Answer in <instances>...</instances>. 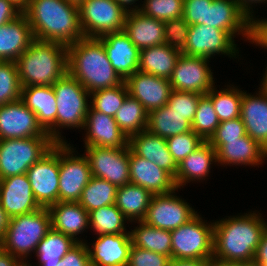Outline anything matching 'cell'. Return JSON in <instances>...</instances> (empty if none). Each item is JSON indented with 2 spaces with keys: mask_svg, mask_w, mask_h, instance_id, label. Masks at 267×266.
I'll use <instances>...</instances> for the list:
<instances>
[{
  "mask_svg": "<svg viewBox=\"0 0 267 266\" xmlns=\"http://www.w3.org/2000/svg\"><path fill=\"white\" fill-rule=\"evenodd\" d=\"M256 212L214 221L212 262H253L267 228L262 214Z\"/></svg>",
  "mask_w": 267,
  "mask_h": 266,
  "instance_id": "obj_1",
  "label": "cell"
},
{
  "mask_svg": "<svg viewBox=\"0 0 267 266\" xmlns=\"http://www.w3.org/2000/svg\"><path fill=\"white\" fill-rule=\"evenodd\" d=\"M23 13L35 40L69 46L84 38L79 8L66 0H31Z\"/></svg>",
  "mask_w": 267,
  "mask_h": 266,
  "instance_id": "obj_2",
  "label": "cell"
},
{
  "mask_svg": "<svg viewBox=\"0 0 267 266\" xmlns=\"http://www.w3.org/2000/svg\"><path fill=\"white\" fill-rule=\"evenodd\" d=\"M67 65V72L90 93L124 82L111 65L98 38L84 37L67 46Z\"/></svg>",
  "mask_w": 267,
  "mask_h": 266,
  "instance_id": "obj_3",
  "label": "cell"
},
{
  "mask_svg": "<svg viewBox=\"0 0 267 266\" xmlns=\"http://www.w3.org/2000/svg\"><path fill=\"white\" fill-rule=\"evenodd\" d=\"M15 62L21 87L52 86L67 73V46L34 40Z\"/></svg>",
  "mask_w": 267,
  "mask_h": 266,
  "instance_id": "obj_4",
  "label": "cell"
},
{
  "mask_svg": "<svg viewBox=\"0 0 267 266\" xmlns=\"http://www.w3.org/2000/svg\"><path fill=\"white\" fill-rule=\"evenodd\" d=\"M51 228L50 212L45 207L12 217L0 240V248L26 265L28 257L32 255V252L33 254L36 252L38 243Z\"/></svg>",
  "mask_w": 267,
  "mask_h": 266,
  "instance_id": "obj_5",
  "label": "cell"
},
{
  "mask_svg": "<svg viewBox=\"0 0 267 266\" xmlns=\"http://www.w3.org/2000/svg\"><path fill=\"white\" fill-rule=\"evenodd\" d=\"M52 86L57 103L56 143H67L60 129L83 130L90 106V92L68 72Z\"/></svg>",
  "mask_w": 267,
  "mask_h": 266,
  "instance_id": "obj_6",
  "label": "cell"
},
{
  "mask_svg": "<svg viewBox=\"0 0 267 266\" xmlns=\"http://www.w3.org/2000/svg\"><path fill=\"white\" fill-rule=\"evenodd\" d=\"M171 233V259L208 260L213 258L214 222L207 223L198 213Z\"/></svg>",
  "mask_w": 267,
  "mask_h": 266,
  "instance_id": "obj_7",
  "label": "cell"
},
{
  "mask_svg": "<svg viewBox=\"0 0 267 266\" xmlns=\"http://www.w3.org/2000/svg\"><path fill=\"white\" fill-rule=\"evenodd\" d=\"M55 144L50 136L0 140V179L26 174Z\"/></svg>",
  "mask_w": 267,
  "mask_h": 266,
  "instance_id": "obj_8",
  "label": "cell"
},
{
  "mask_svg": "<svg viewBox=\"0 0 267 266\" xmlns=\"http://www.w3.org/2000/svg\"><path fill=\"white\" fill-rule=\"evenodd\" d=\"M70 143H59V201L78 202L91 175L85 154L79 155ZM77 152V155H76ZM75 155V156H74Z\"/></svg>",
  "mask_w": 267,
  "mask_h": 266,
  "instance_id": "obj_9",
  "label": "cell"
},
{
  "mask_svg": "<svg viewBox=\"0 0 267 266\" xmlns=\"http://www.w3.org/2000/svg\"><path fill=\"white\" fill-rule=\"evenodd\" d=\"M127 11L115 0H86L79 7L80 25L84 37L98 38L123 31Z\"/></svg>",
  "mask_w": 267,
  "mask_h": 266,
  "instance_id": "obj_10",
  "label": "cell"
},
{
  "mask_svg": "<svg viewBox=\"0 0 267 266\" xmlns=\"http://www.w3.org/2000/svg\"><path fill=\"white\" fill-rule=\"evenodd\" d=\"M84 151L91 175L105 179L117 188L130 183L129 149L89 146Z\"/></svg>",
  "mask_w": 267,
  "mask_h": 266,
  "instance_id": "obj_11",
  "label": "cell"
},
{
  "mask_svg": "<svg viewBox=\"0 0 267 266\" xmlns=\"http://www.w3.org/2000/svg\"><path fill=\"white\" fill-rule=\"evenodd\" d=\"M237 45L228 32L205 24H195L190 26L182 54L207 59L223 54L231 59L239 57Z\"/></svg>",
  "mask_w": 267,
  "mask_h": 266,
  "instance_id": "obj_12",
  "label": "cell"
},
{
  "mask_svg": "<svg viewBox=\"0 0 267 266\" xmlns=\"http://www.w3.org/2000/svg\"><path fill=\"white\" fill-rule=\"evenodd\" d=\"M33 195L41 207L59 202V143L28 170Z\"/></svg>",
  "mask_w": 267,
  "mask_h": 266,
  "instance_id": "obj_13",
  "label": "cell"
},
{
  "mask_svg": "<svg viewBox=\"0 0 267 266\" xmlns=\"http://www.w3.org/2000/svg\"><path fill=\"white\" fill-rule=\"evenodd\" d=\"M178 189L153 195L143 222L155 228L172 231L193 218L197 211L175 193Z\"/></svg>",
  "mask_w": 267,
  "mask_h": 266,
  "instance_id": "obj_14",
  "label": "cell"
},
{
  "mask_svg": "<svg viewBox=\"0 0 267 266\" xmlns=\"http://www.w3.org/2000/svg\"><path fill=\"white\" fill-rule=\"evenodd\" d=\"M209 60L181 53L169 79L172 90L207 94L215 86Z\"/></svg>",
  "mask_w": 267,
  "mask_h": 266,
  "instance_id": "obj_15",
  "label": "cell"
},
{
  "mask_svg": "<svg viewBox=\"0 0 267 266\" xmlns=\"http://www.w3.org/2000/svg\"><path fill=\"white\" fill-rule=\"evenodd\" d=\"M252 24L236 0H213L212 3H206L205 25L224 30L233 38L241 35L251 43Z\"/></svg>",
  "mask_w": 267,
  "mask_h": 266,
  "instance_id": "obj_16",
  "label": "cell"
},
{
  "mask_svg": "<svg viewBox=\"0 0 267 266\" xmlns=\"http://www.w3.org/2000/svg\"><path fill=\"white\" fill-rule=\"evenodd\" d=\"M49 136L38 124L36 114L21 101L0 106V140Z\"/></svg>",
  "mask_w": 267,
  "mask_h": 266,
  "instance_id": "obj_17",
  "label": "cell"
},
{
  "mask_svg": "<svg viewBox=\"0 0 267 266\" xmlns=\"http://www.w3.org/2000/svg\"><path fill=\"white\" fill-rule=\"evenodd\" d=\"M125 83L129 94L143 105L147 113L166 105L172 91L169 79L141 71L134 72Z\"/></svg>",
  "mask_w": 267,
  "mask_h": 266,
  "instance_id": "obj_18",
  "label": "cell"
},
{
  "mask_svg": "<svg viewBox=\"0 0 267 266\" xmlns=\"http://www.w3.org/2000/svg\"><path fill=\"white\" fill-rule=\"evenodd\" d=\"M84 131V147L123 148L129 145V138L120 129L114 117L94 110L89 106Z\"/></svg>",
  "mask_w": 267,
  "mask_h": 266,
  "instance_id": "obj_19",
  "label": "cell"
},
{
  "mask_svg": "<svg viewBox=\"0 0 267 266\" xmlns=\"http://www.w3.org/2000/svg\"><path fill=\"white\" fill-rule=\"evenodd\" d=\"M0 205L9 218L42 208L33 195L27 174L0 179Z\"/></svg>",
  "mask_w": 267,
  "mask_h": 266,
  "instance_id": "obj_20",
  "label": "cell"
},
{
  "mask_svg": "<svg viewBox=\"0 0 267 266\" xmlns=\"http://www.w3.org/2000/svg\"><path fill=\"white\" fill-rule=\"evenodd\" d=\"M92 243L86 242L91 266H127L132 240L130 233L102 234Z\"/></svg>",
  "mask_w": 267,
  "mask_h": 266,
  "instance_id": "obj_21",
  "label": "cell"
},
{
  "mask_svg": "<svg viewBox=\"0 0 267 266\" xmlns=\"http://www.w3.org/2000/svg\"><path fill=\"white\" fill-rule=\"evenodd\" d=\"M130 183L139 185L152 195L166 194L177 189L174 178L155 163L129 149Z\"/></svg>",
  "mask_w": 267,
  "mask_h": 266,
  "instance_id": "obj_22",
  "label": "cell"
},
{
  "mask_svg": "<svg viewBox=\"0 0 267 266\" xmlns=\"http://www.w3.org/2000/svg\"><path fill=\"white\" fill-rule=\"evenodd\" d=\"M98 39L103 43L111 65L124 81L139 70L140 50L124 31L108 33Z\"/></svg>",
  "mask_w": 267,
  "mask_h": 266,
  "instance_id": "obj_23",
  "label": "cell"
},
{
  "mask_svg": "<svg viewBox=\"0 0 267 266\" xmlns=\"http://www.w3.org/2000/svg\"><path fill=\"white\" fill-rule=\"evenodd\" d=\"M20 100L36 114L42 129L56 142L57 103L53 86H26Z\"/></svg>",
  "mask_w": 267,
  "mask_h": 266,
  "instance_id": "obj_24",
  "label": "cell"
},
{
  "mask_svg": "<svg viewBox=\"0 0 267 266\" xmlns=\"http://www.w3.org/2000/svg\"><path fill=\"white\" fill-rule=\"evenodd\" d=\"M258 89L255 95L243 90L240 117L247 135L267 150V89Z\"/></svg>",
  "mask_w": 267,
  "mask_h": 266,
  "instance_id": "obj_25",
  "label": "cell"
},
{
  "mask_svg": "<svg viewBox=\"0 0 267 266\" xmlns=\"http://www.w3.org/2000/svg\"><path fill=\"white\" fill-rule=\"evenodd\" d=\"M123 31L139 50L165 44L164 21L139 10L127 12Z\"/></svg>",
  "mask_w": 267,
  "mask_h": 266,
  "instance_id": "obj_26",
  "label": "cell"
},
{
  "mask_svg": "<svg viewBox=\"0 0 267 266\" xmlns=\"http://www.w3.org/2000/svg\"><path fill=\"white\" fill-rule=\"evenodd\" d=\"M24 13L0 26V61H16L34 41Z\"/></svg>",
  "mask_w": 267,
  "mask_h": 266,
  "instance_id": "obj_27",
  "label": "cell"
},
{
  "mask_svg": "<svg viewBox=\"0 0 267 266\" xmlns=\"http://www.w3.org/2000/svg\"><path fill=\"white\" fill-rule=\"evenodd\" d=\"M48 210L52 229L71 237L75 242H86L77 236L90 228L89 213L78 202L59 201L50 205Z\"/></svg>",
  "mask_w": 267,
  "mask_h": 266,
  "instance_id": "obj_28",
  "label": "cell"
},
{
  "mask_svg": "<svg viewBox=\"0 0 267 266\" xmlns=\"http://www.w3.org/2000/svg\"><path fill=\"white\" fill-rule=\"evenodd\" d=\"M129 146L136 155L155 163L175 178L177 164L168 150L166 139L144 130L129 138Z\"/></svg>",
  "mask_w": 267,
  "mask_h": 266,
  "instance_id": "obj_29",
  "label": "cell"
},
{
  "mask_svg": "<svg viewBox=\"0 0 267 266\" xmlns=\"http://www.w3.org/2000/svg\"><path fill=\"white\" fill-rule=\"evenodd\" d=\"M267 160V150L256 140L245 135L239 140L228 141L217 151L220 166H258Z\"/></svg>",
  "mask_w": 267,
  "mask_h": 266,
  "instance_id": "obj_30",
  "label": "cell"
},
{
  "mask_svg": "<svg viewBox=\"0 0 267 266\" xmlns=\"http://www.w3.org/2000/svg\"><path fill=\"white\" fill-rule=\"evenodd\" d=\"M217 164V151L205 141L198 149L188 155L177 165L174 178L177 189L183 188L191 181L202 182L209 177L212 164Z\"/></svg>",
  "mask_w": 267,
  "mask_h": 266,
  "instance_id": "obj_31",
  "label": "cell"
},
{
  "mask_svg": "<svg viewBox=\"0 0 267 266\" xmlns=\"http://www.w3.org/2000/svg\"><path fill=\"white\" fill-rule=\"evenodd\" d=\"M181 53L167 44L141 49L138 71L170 79Z\"/></svg>",
  "mask_w": 267,
  "mask_h": 266,
  "instance_id": "obj_32",
  "label": "cell"
},
{
  "mask_svg": "<svg viewBox=\"0 0 267 266\" xmlns=\"http://www.w3.org/2000/svg\"><path fill=\"white\" fill-rule=\"evenodd\" d=\"M152 196L143 187L128 183L117 188L115 205L126 216L129 223L142 221Z\"/></svg>",
  "mask_w": 267,
  "mask_h": 266,
  "instance_id": "obj_33",
  "label": "cell"
},
{
  "mask_svg": "<svg viewBox=\"0 0 267 266\" xmlns=\"http://www.w3.org/2000/svg\"><path fill=\"white\" fill-rule=\"evenodd\" d=\"M147 131L167 139L192 130L185 115L171 110L167 105L148 113Z\"/></svg>",
  "mask_w": 267,
  "mask_h": 266,
  "instance_id": "obj_34",
  "label": "cell"
},
{
  "mask_svg": "<svg viewBox=\"0 0 267 266\" xmlns=\"http://www.w3.org/2000/svg\"><path fill=\"white\" fill-rule=\"evenodd\" d=\"M138 225L130 236L132 245L142 249L168 256L171 259V233L168 230L152 227L143 221H135Z\"/></svg>",
  "mask_w": 267,
  "mask_h": 266,
  "instance_id": "obj_35",
  "label": "cell"
},
{
  "mask_svg": "<svg viewBox=\"0 0 267 266\" xmlns=\"http://www.w3.org/2000/svg\"><path fill=\"white\" fill-rule=\"evenodd\" d=\"M75 242L65 234L51 230L38 243L35 255L39 266H56L60 259L74 246ZM27 266H32L29 261Z\"/></svg>",
  "mask_w": 267,
  "mask_h": 266,
  "instance_id": "obj_36",
  "label": "cell"
},
{
  "mask_svg": "<svg viewBox=\"0 0 267 266\" xmlns=\"http://www.w3.org/2000/svg\"><path fill=\"white\" fill-rule=\"evenodd\" d=\"M126 216L115 204L107 205L89 212V226L96 235L130 233L125 223Z\"/></svg>",
  "mask_w": 267,
  "mask_h": 266,
  "instance_id": "obj_37",
  "label": "cell"
},
{
  "mask_svg": "<svg viewBox=\"0 0 267 266\" xmlns=\"http://www.w3.org/2000/svg\"><path fill=\"white\" fill-rule=\"evenodd\" d=\"M147 118L148 113L143 105L130 94L126 96L122 106L114 116L118 126L128 138L146 130Z\"/></svg>",
  "mask_w": 267,
  "mask_h": 266,
  "instance_id": "obj_38",
  "label": "cell"
},
{
  "mask_svg": "<svg viewBox=\"0 0 267 266\" xmlns=\"http://www.w3.org/2000/svg\"><path fill=\"white\" fill-rule=\"evenodd\" d=\"M225 87L219 91L214 86L206 94L211 99L220 122L240 117L243 91L234 84Z\"/></svg>",
  "mask_w": 267,
  "mask_h": 266,
  "instance_id": "obj_39",
  "label": "cell"
},
{
  "mask_svg": "<svg viewBox=\"0 0 267 266\" xmlns=\"http://www.w3.org/2000/svg\"><path fill=\"white\" fill-rule=\"evenodd\" d=\"M117 187L105 179L92 176L83 189L78 203L89 213L107 205L115 204Z\"/></svg>",
  "mask_w": 267,
  "mask_h": 266,
  "instance_id": "obj_40",
  "label": "cell"
},
{
  "mask_svg": "<svg viewBox=\"0 0 267 266\" xmlns=\"http://www.w3.org/2000/svg\"><path fill=\"white\" fill-rule=\"evenodd\" d=\"M129 94L125 81L112 88H105L90 93V106L99 112L114 117Z\"/></svg>",
  "mask_w": 267,
  "mask_h": 266,
  "instance_id": "obj_41",
  "label": "cell"
},
{
  "mask_svg": "<svg viewBox=\"0 0 267 266\" xmlns=\"http://www.w3.org/2000/svg\"><path fill=\"white\" fill-rule=\"evenodd\" d=\"M219 124L220 121L211 99L206 94L202 95L197 104L194 120L191 123L192 130L204 141H208Z\"/></svg>",
  "mask_w": 267,
  "mask_h": 266,
  "instance_id": "obj_42",
  "label": "cell"
},
{
  "mask_svg": "<svg viewBox=\"0 0 267 266\" xmlns=\"http://www.w3.org/2000/svg\"><path fill=\"white\" fill-rule=\"evenodd\" d=\"M21 84L15 61L0 62V106L20 100Z\"/></svg>",
  "mask_w": 267,
  "mask_h": 266,
  "instance_id": "obj_43",
  "label": "cell"
},
{
  "mask_svg": "<svg viewBox=\"0 0 267 266\" xmlns=\"http://www.w3.org/2000/svg\"><path fill=\"white\" fill-rule=\"evenodd\" d=\"M140 9L144 15L167 21L183 16L184 0H144Z\"/></svg>",
  "mask_w": 267,
  "mask_h": 266,
  "instance_id": "obj_44",
  "label": "cell"
},
{
  "mask_svg": "<svg viewBox=\"0 0 267 266\" xmlns=\"http://www.w3.org/2000/svg\"><path fill=\"white\" fill-rule=\"evenodd\" d=\"M166 141L168 150L177 165L205 142L193 130L169 137Z\"/></svg>",
  "mask_w": 267,
  "mask_h": 266,
  "instance_id": "obj_45",
  "label": "cell"
},
{
  "mask_svg": "<svg viewBox=\"0 0 267 266\" xmlns=\"http://www.w3.org/2000/svg\"><path fill=\"white\" fill-rule=\"evenodd\" d=\"M247 135L245 125L238 117L233 120L220 122L215 133L207 141L216 151H218L228 141L239 140V138Z\"/></svg>",
  "mask_w": 267,
  "mask_h": 266,
  "instance_id": "obj_46",
  "label": "cell"
},
{
  "mask_svg": "<svg viewBox=\"0 0 267 266\" xmlns=\"http://www.w3.org/2000/svg\"><path fill=\"white\" fill-rule=\"evenodd\" d=\"M201 96L202 94L193 92L172 90L166 105L171 110L185 115V119L191 124Z\"/></svg>",
  "mask_w": 267,
  "mask_h": 266,
  "instance_id": "obj_47",
  "label": "cell"
},
{
  "mask_svg": "<svg viewBox=\"0 0 267 266\" xmlns=\"http://www.w3.org/2000/svg\"><path fill=\"white\" fill-rule=\"evenodd\" d=\"M190 25L182 17L164 21V40L165 44L183 51L189 34Z\"/></svg>",
  "mask_w": 267,
  "mask_h": 266,
  "instance_id": "obj_48",
  "label": "cell"
},
{
  "mask_svg": "<svg viewBox=\"0 0 267 266\" xmlns=\"http://www.w3.org/2000/svg\"><path fill=\"white\" fill-rule=\"evenodd\" d=\"M170 260L163 254L132 245L127 266H167Z\"/></svg>",
  "mask_w": 267,
  "mask_h": 266,
  "instance_id": "obj_49",
  "label": "cell"
},
{
  "mask_svg": "<svg viewBox=\"0 0 267 266\" xmlns=\"http://www.w3.org/2000/svg\"><path fill=\"white\" fill-rule=\"evenodd\" d=\"M56 266H91L86 242H77Z\"/></svg>",
  "mask_w": 267,
  "mask_h": 266,
  "instance_id": "obj_50",
  "label": "cell"
},
{
  "mask_svg": "<svg viewBox=\"0 0 267 266\" xmlns=\"http://www.w3.org/2000/svg\"><path fill=\"white\" fill-rule=\"evenodd\" d=\"M213 0H184L183 18L191 26L205 24L206 3Z\"/></svg>",
  "mask_w": 267,
  "mask_h": 266,
  "instance_id": "obj_51",
  "label": "cell"
},
{
  "mask_svg": "<svg viewBox=\"0 0 267 266\" xmlns=\"http://www.w3.org/2000/svg\"><path fill=\"white\" fill-rule=\"evenodd\" d=\"M251 43L267 49V19L255 18L253 20Z\"/></svg>",
  "mask_w": 267,
  "mask_h": 266,
  "instance_id": "obj_52",
  "label": "cell"
},
{
  "mask_svg": "<svg viewBox=\"0 0 267 266\" xmlns=\"http://www.w3.org/2000/svg\"><path fill=\"white\" fill-rule=\"evenodd\" d=\"M22 12L8 0H0V26L14 20Z\"/></svg>",
  "mask_w": 267,
  "mask_h": 266,
  "instance_id": "obj_53",
  "label": "cell"
},
{
  "mask_svg": "<svg viewBox=\"0 0 267 266\" xmlns=\"http://www.w3.org/2000/svg\"><path fill=\"white\" fill-rule=\"evenodd\" d=\"M253 263L256 266H267V228L265 229L257 247Z\"/></svg>",
  "mask_w": 267,
  "mask_h": 266,
  "instance_id": "obj_54",
  "label": "cell"
},
{
  "mask_svg": "<svg viewBox=\"0 0 267 266\" xmlns=\"http://www.w3.org/2000/svg\"><path fill=\"white\" fill-rule=\"evenodd\" d=\"M236 1H237L238 5L240 6V8L242 9V11L251 19L252 22L256 18V16H254L255 14H253V13H255L253 11V8H254V6H257L255 4L267 2V0H236Z\"/></svg>",
  "mask_w": 267,
  "mask_h": 266,
  "instance_id": "obj_55",
  "label": "cell"
},
{
  "mask_svg": "<svg viewBox=\"0 0 267 266\" xmlns=\"http://www.w3.org/2000/svg\"><path fill=\"white\" fill-rule=\"evenodd\" d=\"M208 260L171 259L167 266H208Z\"/></svg>",
  "mask_w": 267,
  "mask_h": 266,
  "instance_id": "obj_56",
  "label": "cell"
},
{
  "mask_svg": "<svg viewBox=\"0 0 267 266\" xmlns=\"http://www.w3.org/2000/svg\"><path fill=\"white\" fill-rule=\"evenodd\" d=\"M0 266H24V264L18 258L0 248Z\"/></svg>",
  "mask_w": 267,
  "mask_h": 266,
  "instance_id": "obj_57",
  "label": "cell"
},
{
  "mask_svg": "<svg viewBox=\"0 0 267 266\" xmlns=\"http://www.w3.org/2000/svg\"><path fill=\"white\" fill-rule=\"evenodd\" d=\"M115 1L127 12L138 11L140 9L139 5H134L137 4L135 2L139 0H115Z\"/></svg>",
  "mask_w": 267,
  "mask_h": 266,
  "instance_id": "obj_58",
  "label": "cell"
},
{
  "mask_svg": "<svg viewBox=\"0 0 267 266\" xmlns=\"http://www.w3.org/2000/svg\"><path fill=\"white\" fill-rule=\"evenodd\" d=\"M9 217L0 205V240L3 238L5 231L8 227Z\"/></svg>",
  "mask_w": 267,
  "mask_h": 266,
  "instance_id": "obj_59",
  "label": "cell"
},
{
  "mask_svg": "<svg viewBox=\"0 0 267 266\" xmlns=\"http://www.w3.org/2000/svg\"><path fill=\"white\" fill-rule=\"evenodd\" d=\"M218 266H256L253 262H214Z\"/></svg>",
  "mask_w": 267,
  "mask_h": 266,
  "instance_id": "obj_60",
  "label": "cell"
},
{
  "mask_svg": "<svg viewBox=\"0 0 267 266\" xmlns=\"http://www.w3.org/2000/svg\"><path fill=\"white\" fill-rule=\"evenodd\" d=\"M14 6H16L22 13L26 10L28 6V0H8Z\"/></svg>",
  "mask_w": 267,
  "mask_h": 266,
  "instance_id": "obj_61",
  "label": "cell"
},
{
  "mask_svg": "<svg viewBox=\"0 0 267 266\" xmlns=\"http://www.w3.org/2000/svg\"><path fill=\"white\" fill-rule=\"evenodd\" d=\"M69 4L79 8L86 0H66Z\"/></svg>",
  "mask_w": 267,
  "mask_h": 266,
  "instance_id": "obj_62",
  "label": "cell"
},
{
  "mask_svg": "<svg viewBox=\"0 0 267 266\" xmlns=\"http://www.w3.org/2000/svg\"><path fill=\"white\" fill-rule=\"evenodd\" d=\"M265 73L263 74L262 80H260V86L267 89V67L265 68Z\"/></svg>",
  "mask_w": 267,
  "mask_h": 266,
  "instance_id": "obj_63",
  "label": "cell"
},
{
  "mask_svg": "<svg viewBox=\"0 0 267 266\" xmlns=\"http://www.w3.org/2000/svg\"><path fill=\"white\" fill-rule=\"evenodd\" d=\"M208 266H218V265L214 262H211Z\"/></svg>",
  "mask_w": 267,
  "mask_h": 266,
  "instance_id": "obj_64",
  "label": "cell"
}]
</instances>
